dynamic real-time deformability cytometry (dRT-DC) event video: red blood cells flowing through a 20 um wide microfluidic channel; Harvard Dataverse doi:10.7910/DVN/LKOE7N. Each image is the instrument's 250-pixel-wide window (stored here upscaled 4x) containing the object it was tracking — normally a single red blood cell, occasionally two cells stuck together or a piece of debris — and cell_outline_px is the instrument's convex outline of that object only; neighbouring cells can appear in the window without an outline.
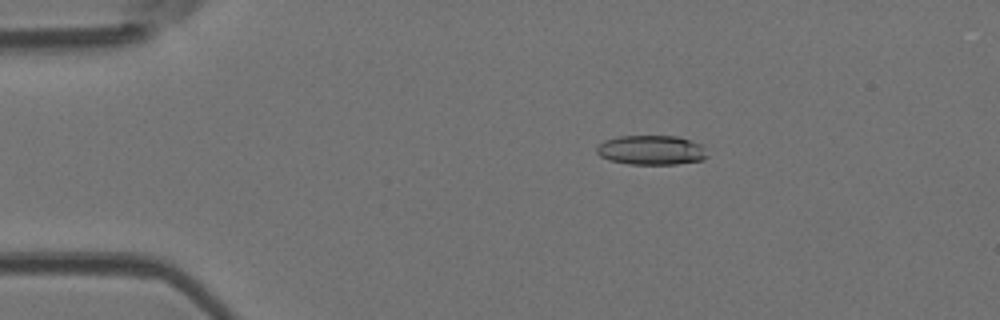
{"species": "Egyptian fruit bat (a non-hibernating species)", "species_latin": "Rousettus aegyptiacus", "temperature_condition": "room temperature", "stored_images_in_passage": 5, "camera_frame_rate_fps": 3000, "um_per_image_px": 0.085, "animal": {"sex": "female"}, "frame": {"image": 1, "passage_image": 3, "time_ms": 0.667, "image_size_px": [1000, 320], "cell_outline_px": [[708, 156], [704, 160], [676, 164], [628, 164], [608, 160], [600, 156], [596, 152], [596, 148], [604, 140], [620, 136], [680, 136], [700, 144], [704, 148]], "centroid_in_image_um": [55.36, 12.76], "position_along_channel_um": 29.6, "area_um2": 19.13}}
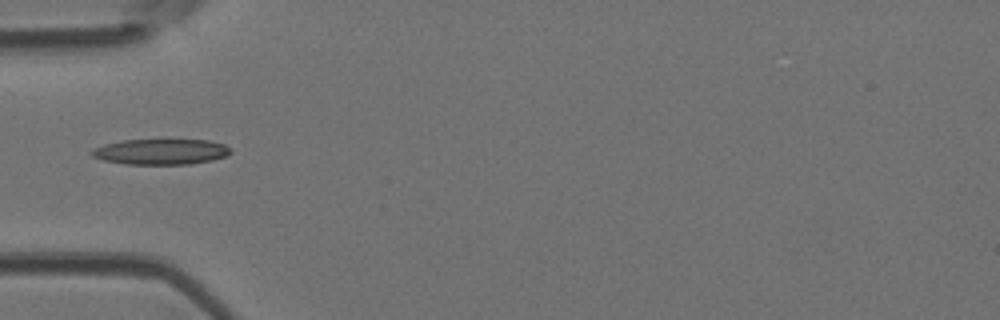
{"frame": {"image": 2, "passage_image": 5, "time_ms": 1.333, "image_size_px": [1000, 320], "cell_outline_px": [[232, 152], [224, 156], [212, 160], [188, 164], [124, 164], [104, 160], [92, 156], [88, 152], [92, 148], [104, 144], [120, 140], [164, 136], [208, 140], [224, 144]], "centroid_in_image_um": [13.62, 12.83], "position_along_channel_um": 71.4, "area_um2": 21.96}}